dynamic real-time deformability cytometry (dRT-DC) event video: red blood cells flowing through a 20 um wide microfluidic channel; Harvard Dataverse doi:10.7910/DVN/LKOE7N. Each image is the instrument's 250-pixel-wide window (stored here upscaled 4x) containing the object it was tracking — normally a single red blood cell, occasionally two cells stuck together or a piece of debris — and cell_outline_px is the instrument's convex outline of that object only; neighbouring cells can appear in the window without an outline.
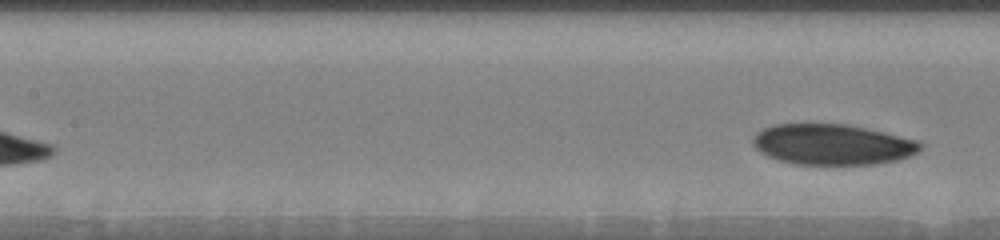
{"species": "human", "species_latin": "Homo sapiens", "temperature_condition": "warm", "stored_images_in_passage": 12, "segment_of_instrument_passage": [2, 2], "camera_frame_rate_fps": 3000, "um_per_image_px": 0.085, "donor": {"sex": "male"}, "frame": {"image": 1, "passage_image": 12, "time_ms": 5.0, "image_size_px": [1000, 240], "cell_outline_px": [[924, 144], [916, 152], [908, 156], [896, 160], [876, 164], [792, 164], [768, 156], [760, 152], [752, 144], [752, 140], [756, 132], [764, 128], [776, 124], [848, 124], [916, 140]], "centroid_in_image_um": [70.71, 12.28], "position_along_channel_um": 136.7, "area_um2": 39.36}}